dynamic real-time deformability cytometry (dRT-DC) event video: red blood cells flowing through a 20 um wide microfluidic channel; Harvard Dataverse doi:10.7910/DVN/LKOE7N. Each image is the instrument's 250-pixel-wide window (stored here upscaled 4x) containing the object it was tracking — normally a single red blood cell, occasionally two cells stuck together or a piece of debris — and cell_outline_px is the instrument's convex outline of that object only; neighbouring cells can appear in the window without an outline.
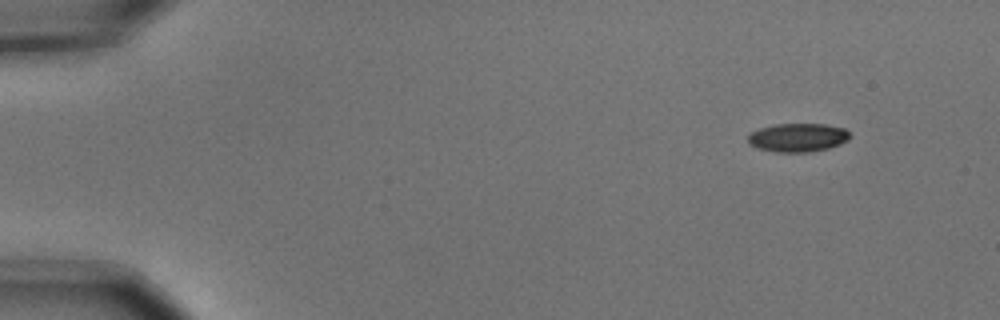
{"species": "common noctule bat (a hibernating species)", "species_latin": "Nyctalus noctula", "temperature_condition": "cold", "stored_images_in_passage": 7, "segment_of_instrument_passage": [2, 2], "camera_frame_rate_fps": 3000, "um_per_image_px": 0.085, "animal": {"sex": "male", "body_mass_g": 15.6}, "frame": {"image": 1, "passage_image": 7, "time_ms": 2.0, "image_size_px": [1000, 320], "cell_outline_px": [[852, 136], [848, 140], [840, 144], [828, 148], [808, 152], [776, 152], [756, 148], [748, 144], [748, 136], [752, 132], [760, 128], [776, 124], [824, 124], [844, 128]], "centroid_in_image_um": [67.81, 11.69], "position_along_channel_um": 17.2, "area_um2": 16.99}}